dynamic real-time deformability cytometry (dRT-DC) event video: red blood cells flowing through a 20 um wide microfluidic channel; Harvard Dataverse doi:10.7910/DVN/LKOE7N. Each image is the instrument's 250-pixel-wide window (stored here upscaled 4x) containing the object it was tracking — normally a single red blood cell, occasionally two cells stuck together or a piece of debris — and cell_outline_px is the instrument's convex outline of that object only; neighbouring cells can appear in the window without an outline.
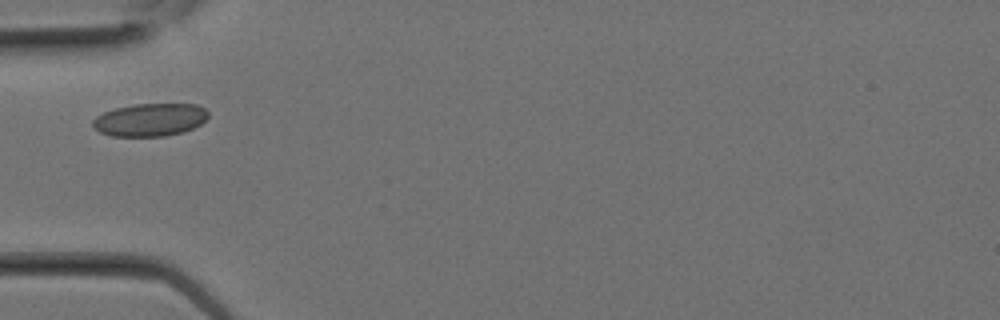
{"species": "Egyptian fruit bat (a non-hibernating species)", "species_latin": "Rousettus aegyptiacus", "temperature_condition": "room temperature", "stored_images_in_passage": 2, "camera_frame_rate_fps": 3000, "um_per_image_px": 0.085, "animal": {"sex": "female"}, "frame": {"image": 1, "passage_image": 2, "time_ms": 0.333, "image_size_px": [1000, 320], "cell_outline_px": [[208, 116], [200, 124], [184, 132], [164, 136], [112, 136], [100, 132], [92, 124], [92, 120], [96, 116], [104, 112], [116, 108], [132, 104], [196, 104], [204, 108], [208, 112]], "centroid_in_image_um": [12.75, 10.18], "position_along_channel_um": 72.3, "area_um2": 22.02}}